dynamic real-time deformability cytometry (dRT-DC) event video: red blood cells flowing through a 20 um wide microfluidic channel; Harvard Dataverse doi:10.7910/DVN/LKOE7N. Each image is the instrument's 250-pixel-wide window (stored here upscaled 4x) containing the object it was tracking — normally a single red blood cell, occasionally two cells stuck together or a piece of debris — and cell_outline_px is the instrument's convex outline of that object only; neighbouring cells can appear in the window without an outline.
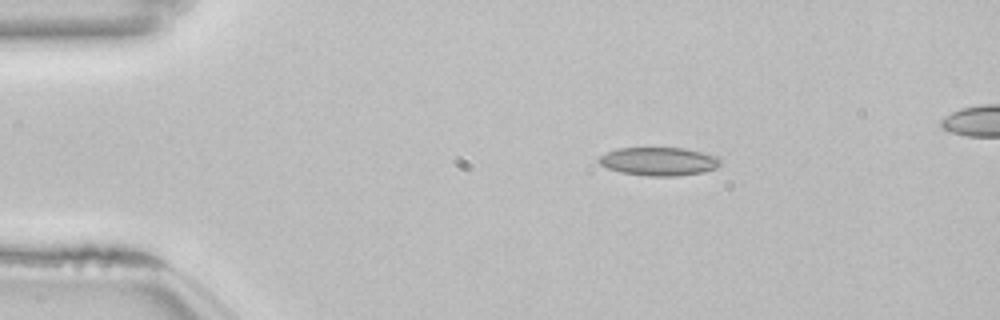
{"species": "common noctule bat (a hibernating species)", "species_latin": "Nyctalus noctula", "temperature_condition": "room temperature", "stored_images_in_passage": 32, "camera_frame_rate_fps": 3000, "um_per_image_px": 0.085, "animal": {"sex": "female", "body_mass_g": 22.7, "forearm_length_mm": 54.2}, "frame": {"image": 1, "passage_image": 1, "time_ms": 0.0, "image_size_px": [1000, 320], "cell_outline_px": [[720, 164], [716, 168], [704, 172], [676, 176], [648, 176], [620, 172], [608, 168], [600, 164], [596, 160], [600, 156], [616, 148], [684, 148], [720, 156]], "centroid_in_image_um": [56.02, 13.72], "position_along_channel_um": 29.0, "area_um2": 20.17}}
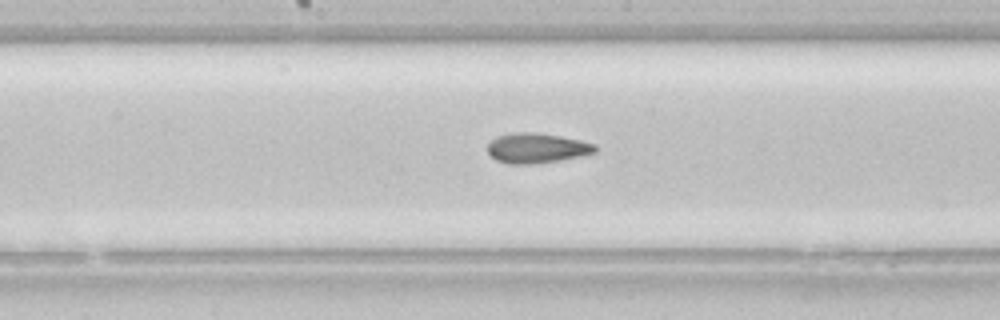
{"frame": {"image": 2, "passage_image": 19, "time_ms": 6.0, "image_size_px": [1000, 320], "cell_outline_px": [[596, 152], [584, 156], [536, 164], [508, 164], [496, 160], [488, 152], [488, 144], [496, 136], [512, 132], [536, 132], [560, 136], [580, 140], [596, 144]], "centroid_in_image_um": [45.64, 12.59], "position_along_channel_um": 202.6, "area_um2": 19.02}, "authors_computed_cell_mechanics": {"area_um2": 18.9873, "velocity_mm_per_s": 3.8578, "shape_relaxation_time_tau1_ms": null, "shape_relaxation_time_tau2_ms": 2.4888, "deformation_change_tau1": null, "deformation_change_tau2": 0.0879}}